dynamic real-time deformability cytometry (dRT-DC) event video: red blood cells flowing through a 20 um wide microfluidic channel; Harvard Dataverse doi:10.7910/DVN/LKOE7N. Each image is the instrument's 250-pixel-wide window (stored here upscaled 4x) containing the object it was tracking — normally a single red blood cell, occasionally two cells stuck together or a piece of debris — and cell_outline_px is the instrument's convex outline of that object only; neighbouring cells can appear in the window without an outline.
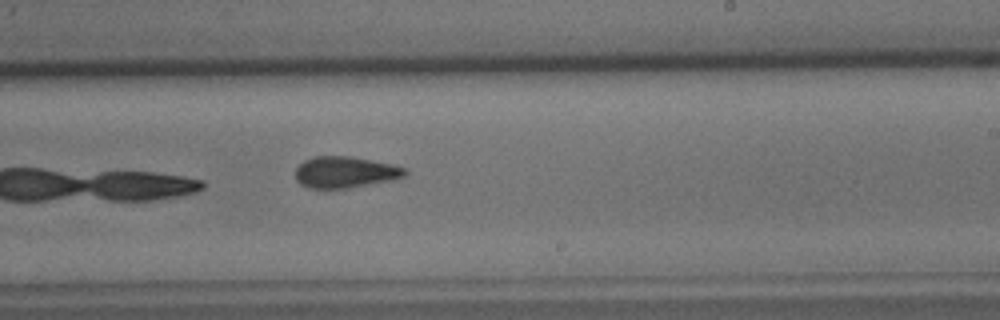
{"species": "common noctule bat (a hibernating species)", "species_latin": "Nyctalus noctula", "temperature_condition": "cold", "stored_images_in_passage": 6, "camera_frame_rate_fps": 3000, "um_per_image_px": 0.085, "animal": {"sex": "male", "body_mass_g": 15.6}, "frame": {"image": 1, "passage_image": 6, "time_ms": 6.0, "image_size_px": [1000, 320], "cell_outline_px": [[408, 172], [404, 176], [392, 180], [344, 188], [308, 188], [300, 184], [296, 180], [296, 168], [304, 160], [316, 156], [352, 156], [392, 164], [408, 168]], "centroid_in_image_um": [29.35, 14.62], "position_along_channel_um": 259.7, "area_um2": 20.0}}